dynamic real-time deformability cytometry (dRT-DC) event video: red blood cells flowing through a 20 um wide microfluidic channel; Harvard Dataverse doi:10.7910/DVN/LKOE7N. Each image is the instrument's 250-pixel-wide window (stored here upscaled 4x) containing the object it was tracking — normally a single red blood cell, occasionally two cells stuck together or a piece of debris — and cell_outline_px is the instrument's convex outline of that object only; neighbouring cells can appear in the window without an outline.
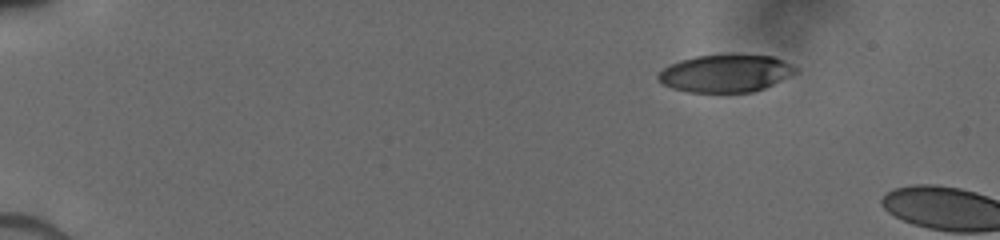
{"species": "human", "species_latin": "Homo sapiens", "temperature_condition": "cold", "stored_images_in_passage": 3, "camera_frame_rate_fps": 3000, "um_per_image_px": 0.085, "donor": {"sex": "male"}, "frame": {"image": 1, "passage_image": 1, "time_ms": 0.0, "image_size_px": [1000, 240], "cell_outline_px": [[800, 72], [764, 88], [752, 92], [688, 92], [672, 88], [656, 80], [656, 76], [664, 68], [680, 60], [696, 56], [772, 56], [784, 60], [800, 68]], "centroid_in_image_um": [61.72, 6.25], "position_along_channel_um": 23.3, "area_um2": 29.82}}